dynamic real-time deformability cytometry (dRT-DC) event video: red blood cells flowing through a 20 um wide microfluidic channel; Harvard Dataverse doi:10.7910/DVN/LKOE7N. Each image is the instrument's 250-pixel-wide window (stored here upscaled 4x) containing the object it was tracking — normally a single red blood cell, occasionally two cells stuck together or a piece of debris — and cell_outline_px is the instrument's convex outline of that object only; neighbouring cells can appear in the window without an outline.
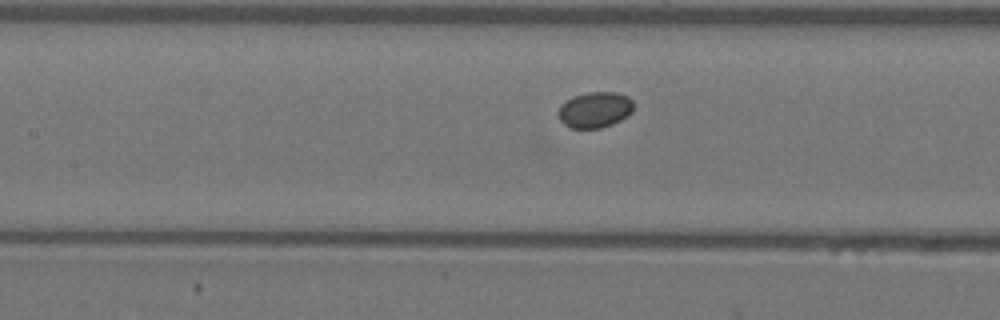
{"species": "Egyptian fruit bat (a non-hibernating species)", "species_latin": "Rousettus aegyptiacus", "temperature_condition": "warm", "stored_images_in_passage": 25, "camera_frame_rate_fps": 3000, "um_per_image_px": 0.085, "animal": {"sex": "female"}, "frame": {"image": 1, "passage_image": 19, "time_ms": 6.0, "image_size_px": [1000, 320], "cell_outline_px": [[632, 112], [620, 120], [612, 124], [600, 128], [568, 128], [560, 120], [560, 104], [572, 96], [588, 92], [616, 92], [628, 96], [632, 100]], "centroid_in_image_um": [50.56, 9.32], "position_along_channel_um": 156.8, "area_um2": 15.66}}
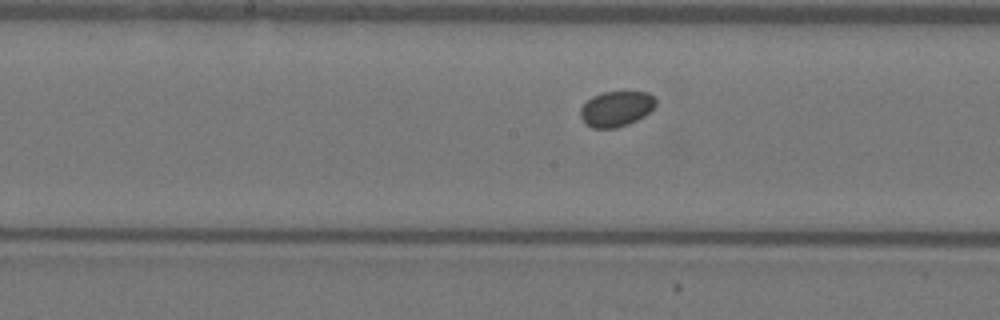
{"frame": {"image": 2, "passage_image": 22, "time_ms": 7.0, "image_size_px": [1000, 320], "cell_outline_px": [[656, 104], [644, 116], [628, 124], [616, 128], [592, 128], [584, 124], [580, 116], [580, 108], [592, 96], [600, 92], [648, 92], [656, 100]], "centroid_in_image_um": [52.34, 9.25], "position_along_channel_um": 195.9, "area_um2": 15.55}}